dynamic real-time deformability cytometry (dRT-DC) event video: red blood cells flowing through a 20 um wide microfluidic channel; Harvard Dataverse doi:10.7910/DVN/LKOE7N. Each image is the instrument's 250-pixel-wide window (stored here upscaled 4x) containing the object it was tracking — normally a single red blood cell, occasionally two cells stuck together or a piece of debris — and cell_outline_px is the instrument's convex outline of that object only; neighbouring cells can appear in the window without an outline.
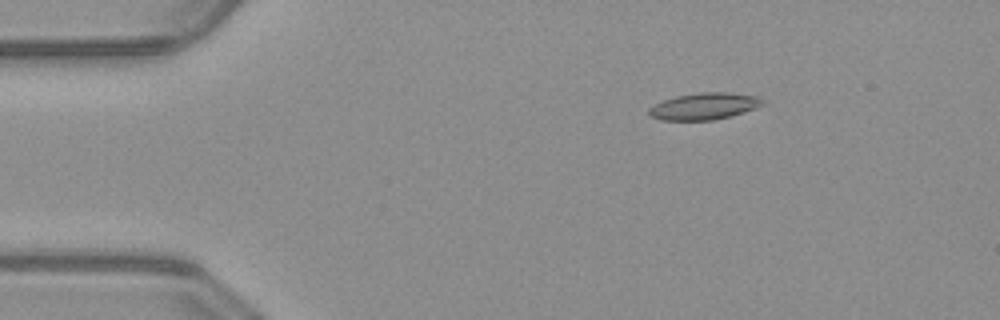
{"species": "common noctule bat (a hibernating species)", "species_latin": "Nyctalus noctula", "temperature_condition": "warm", "stored_images_in_passage": 51, "camera_frame_rate_fps": 3000, "um_per_image_px": 0.085, "animal": {"sex": "male", "body_mass_g": 23.1, "forearm_length_mm": 52.7}, "frame": {"image": 1, "passage_image": 8, "time_ms": 2.333, "image_size_px": [1000, 320], "cell_outline_px": [[764, 104], [756, 108], [732, 116], [712, 120], [660, 120], [652, 116], [648, 112], [648, 108], [664, 100], [676, 96], [700, 92], [728, 92], [760, 96], [764, 100]], "centroid_in_image_um": [59.91, 9.02], "position_along_channel_um": 25.1, "area_um2": 17.8}}
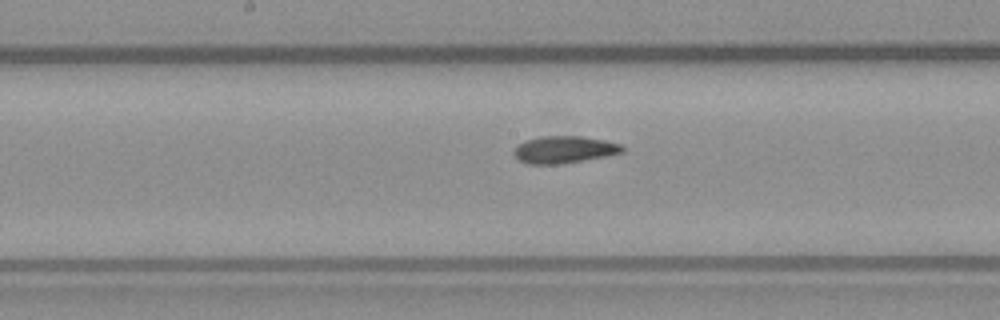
{"frame": {"image": 2, "passage_image": 26, "time_ms": 8.333, "image_size_px": [1000, 320], "cell_outline_px": [[624, 152], [608, 156], [560, 164], [528, 164], [520, 160], [512, 152], [516, 144], [524, 140], [540, 136], [580, 136], [604, 140], [620, 144], [624, 148]], "centroid_in_image_um": [47.93, 12.71], "position_along_channel_um": 200.3, "area_um2": 17.28}}
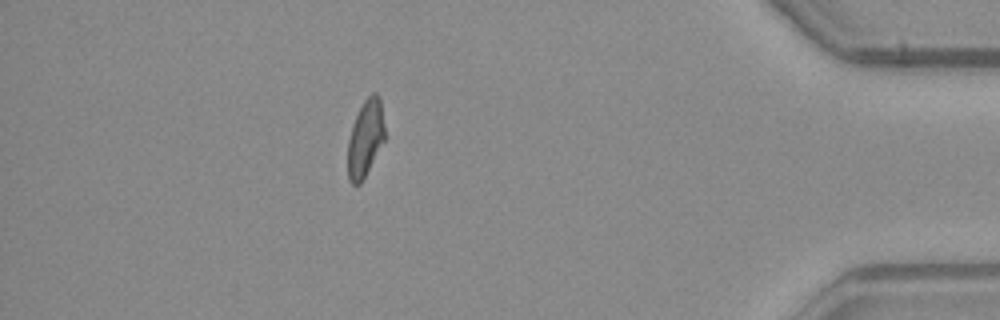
{"frame": {"image": 3, "passage_image": 45, "time_ms": 14.667, "image_size_px": [1000, 320], "cell_outline_px": [[384, 140], [360, 184], [352, 184], [348, 180], [348, 140], [352, 124], [364, 100], [372, 92], [376, 92], [380, 96], [384, 128]], "centroid_in_image_um": [31.04, 11.73], "position_along_channel_um": 404.2, "area_um2": 16.3}, "authors_computed_cell_mechanics": {"area_um2": 17.2822, "velocity_mm_per_s": 4.0342, "shape_relaxation_time_tau1_ms": null, "shape_relaxation_time_tau2_ms": 4.2647, "deformation_change_tau1": null, "deformation_change_tau2": 0.1197}}